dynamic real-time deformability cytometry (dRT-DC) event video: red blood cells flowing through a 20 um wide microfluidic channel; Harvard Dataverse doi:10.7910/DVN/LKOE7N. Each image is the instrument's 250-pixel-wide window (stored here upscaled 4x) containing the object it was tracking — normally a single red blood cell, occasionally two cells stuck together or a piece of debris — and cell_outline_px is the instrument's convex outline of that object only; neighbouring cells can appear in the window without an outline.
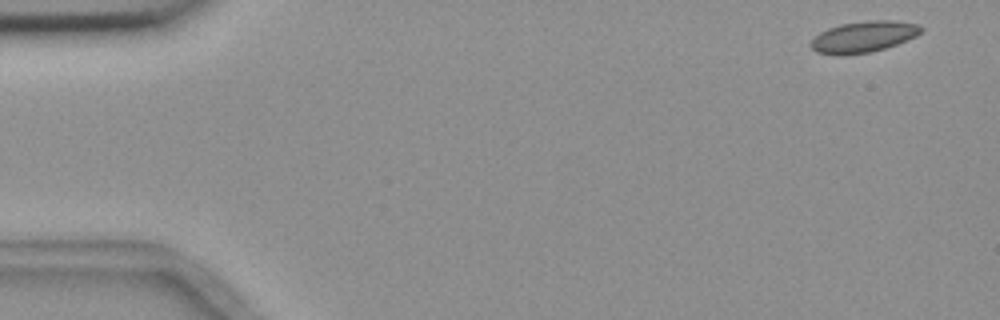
{"species": "common noctule bat (a hibernating species)", "species_latin": "Nyctalus noctula", "temperature_condition": "room temperature", "stored_images_in_passage": 6, "camera_frame_rate_fps": 3000, "um_per_image_px": 0.085, "animal": {"sex": "female", "body_mass_g": 18.4}, "frame": {"image": 1, "passage_image": 1, "time_ms": 0.0, "image_size_px": [1000, 320], "cell_outline_px": [[924, 28], [916, 36], [896, 44], [884, 48], [868, 52], [840, 56], [816, 52], [808, 44], [820, 32], [828, 28], [840, 24], [868, 20], [892, 20], [916, 24]], "centroid_in_image_um": [73.36, 3.12], "position_along_channel_um": 11.6, "area_um2": 19.94}}